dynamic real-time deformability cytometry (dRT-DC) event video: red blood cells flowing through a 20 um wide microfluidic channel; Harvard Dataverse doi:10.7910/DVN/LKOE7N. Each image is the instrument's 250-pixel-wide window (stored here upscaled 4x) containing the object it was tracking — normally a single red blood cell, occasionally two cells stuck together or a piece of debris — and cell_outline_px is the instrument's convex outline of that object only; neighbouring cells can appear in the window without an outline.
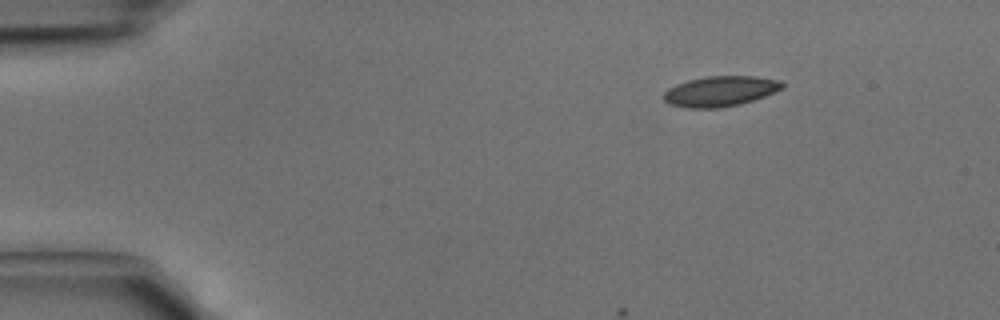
{"species": "common noctule bat (a hibernating species)", "species_latin": "Nyctalus noctula", "temperature_condition": "cold", "stored_images_in_passage": 4, "camera_frame_rate_fps": 3000, "um_per_image_px": 0.085, "animal": {"sex": "male", "body_mass_g": 15.6}, "frame": {"image": 1, "passage_image": 1, "time_ms": 0.0, "image_size_px": [1000, 320], "cell_outline_px": [[784, 88], [764, 96], [740, 104], [720, 108], [688, 108], [668, 104], [664, 100], [664, 92], [668, 88], [676, 84], [688, 80], [708, 76], [756, 76], [780, 80], [784, 84]], "centroid_in_image_um": [61.22, 7.75], "position_along_channel_um": 23.8, "area_um2": 20.98}}